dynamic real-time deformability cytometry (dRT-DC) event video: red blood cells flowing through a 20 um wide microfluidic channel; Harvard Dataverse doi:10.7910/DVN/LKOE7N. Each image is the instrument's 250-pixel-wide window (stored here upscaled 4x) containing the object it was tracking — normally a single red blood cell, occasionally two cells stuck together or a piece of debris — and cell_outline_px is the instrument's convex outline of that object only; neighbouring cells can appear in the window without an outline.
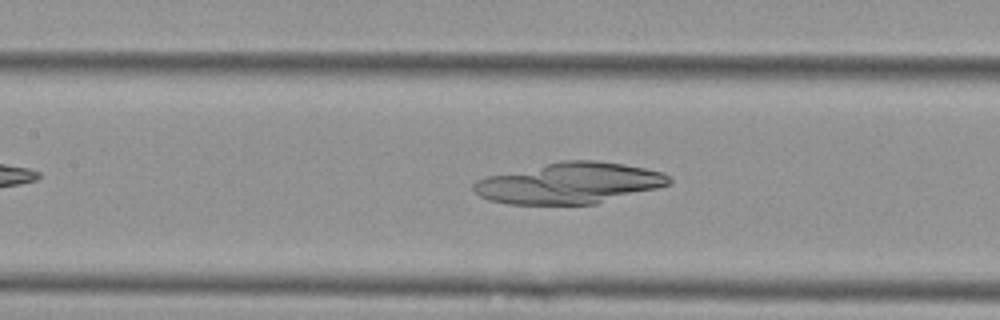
{"species": "Egyptian fruit bat (a non-hibernating species)", "species_latin": "Rousettus aegyptiacus", "temperature_condition": "cold", "stored_images_in_passage": 53, "camera_frame_rate_fps": 3000, "um_per_image_px": 0.085, "animal": {"sex": "female"}, "frame": {"image": 1, "passage_image": 26, "time_ms": 8.333, "image_size_px": [1000, 320], "cell_outline_px": [[672, 184], [596, 204], [508, 204], [488, 200], [480, 196], [472, 188], [472, 184], [476, 180], [488, 176], [560, 160], [596, 160], [624, 164], [644, 168], [660, 172], [668, 176], [672, 180]], "centroid_in_image_um": [48.39, 15.56], "position_along_channel_um": 159.0, "area_um2": 46.64}}
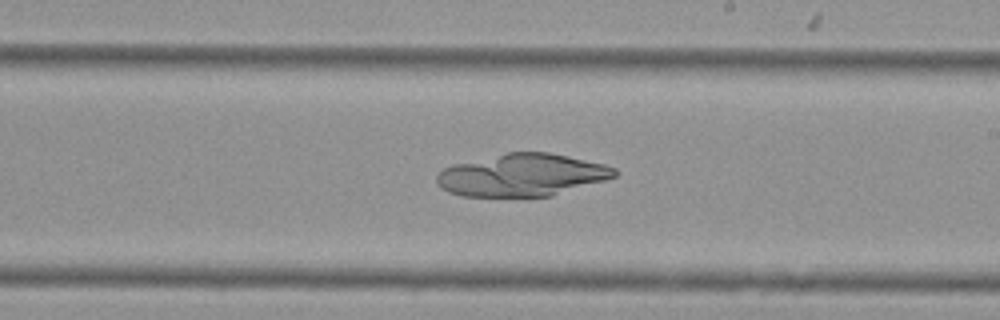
{"frame": {"image": 2, "passage_image": 33, "time_ms": 10.667, "image_size_px": [1000, 320], "cell_outline_px": [[620, 172], [616, 176], [604, 180], [552, 196], [460, 196], [448, 192], [440, 188], [436, 184], [436, 176], [444, 168], [452, 164], [508, 152], [548, 152], [568, 156], [604, 164], [616, 168]], "centroid_in_image_um": [44.36, 14.88], "position_along_channel_um": 244.6, "area_um2": 43.99}}
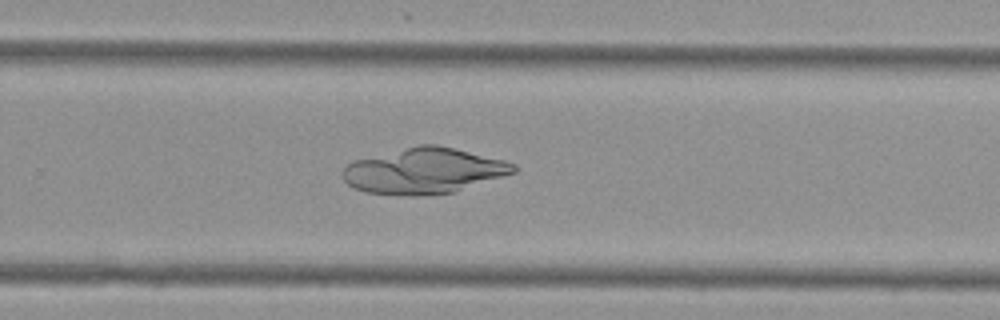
{"frame": {"image": 3, "passage_image": 37, "time_ms": 12.0, "image_size_px": [1000, 320], "cell_outline_px": [[516, 172], [452, 192], [364, 192], [352, 188], [344, 180], [344, 168], [352, 160], [420, 144], [436, 144], [504, 160], [516, 164]], "centroid_in_image_um": [36.04, 14.46], "position_along_channel_um": 293.8, "area_um2": 43.81}}